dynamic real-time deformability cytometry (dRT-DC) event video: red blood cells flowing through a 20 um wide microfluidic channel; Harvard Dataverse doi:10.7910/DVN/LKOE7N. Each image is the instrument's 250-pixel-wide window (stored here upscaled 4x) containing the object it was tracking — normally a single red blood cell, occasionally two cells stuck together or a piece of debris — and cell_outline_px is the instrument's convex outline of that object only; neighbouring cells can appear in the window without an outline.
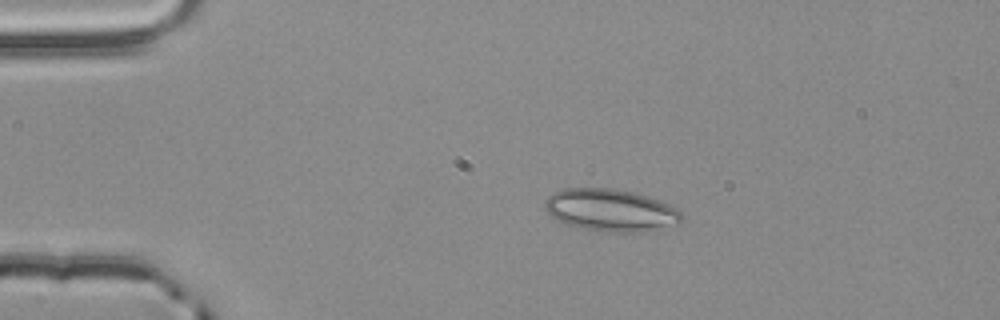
{"species": "common noctule bat (a hibernating species)", "species_latin": "Nyctalus noctula", "temperature_condition": "room temperature", "stored_images_in_passage": 44, "camera_frame_rate_fps": 3000, "um_per_image_px": 0.085, "animal": {"sex": "male", "body_mass_g": 20.4}, "frame": {"image": 1, "passage_image": 1, "time_ms": 0.0, "image_size_px": [1000, 320], "cell_outline_px": [[684, 220], [680, 224], [640, 232], [612, 232], [580, 228], [556, 220], [544, 208], [544, 200], [552, 192], [564, 188], [612, 188], [632, 192], [648, 196], [660, 200], [676, 208], [684, 216]], "centroid_in_image_um": [51.91, 17.86], "position_along_channel_um": 33.1, "area_um2": 33.93}}
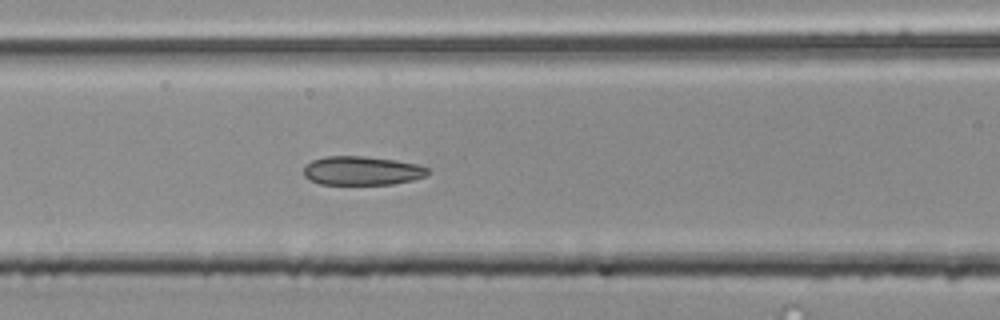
{"frame": {"image": 2, "passage_image": 13, "time_ms": 4.0, "image_size_px": [1000, 320], "cell_outline_px": [[428, 176], [412, 180], [392, 184], [320, 184], [308, 180], [304, 176], [304, 164], [312, 160], [324, 156], [364, 156], [396, 160], [416, 164], [428, 168]], "centroid_in_image_um": [30.73, 14.51], "position_along_channel_um": 135.9, "area_um2": 21.04}}
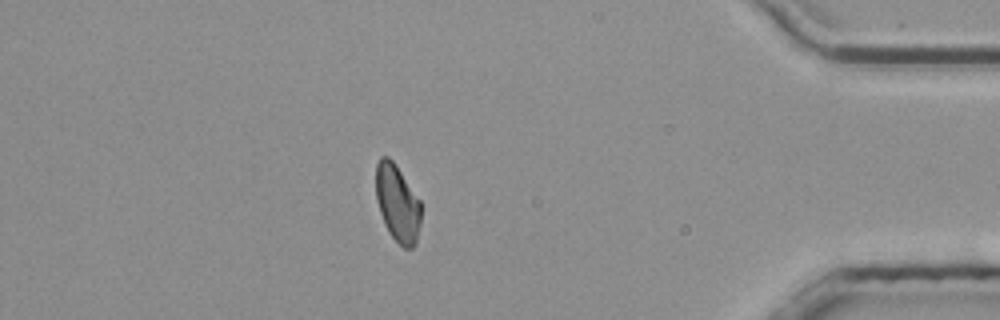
{"frame": {"image": 3, "passage_image": 37, "time_ms": 12.0, "image_size_px": [1000, 320], "cell_outline_px": [[420, 224], [416, 244], [412, 248], [404, 248], [388, 232], [384, 224], [380, 212], [376, 196], [376, 164], [380, 156], [388, 156], [392, 160], [420, 200]], "centroid_in_image_um": [33.77, 17.28], "position_along_channel_um": 401.4, "area_um2": 20.11}, "authors_computed_cell_mechanics": {"area_um2": 20.9236, "velocity_mm_per_s": 3.8482, "shape_relaxation_time_tau1_ms": 5.004, "shape_relaxation_time_tau2_ms": 2.2414, "deformation_change_tau1": 0.1107, "deformation_change_tau2": 0.0652}}